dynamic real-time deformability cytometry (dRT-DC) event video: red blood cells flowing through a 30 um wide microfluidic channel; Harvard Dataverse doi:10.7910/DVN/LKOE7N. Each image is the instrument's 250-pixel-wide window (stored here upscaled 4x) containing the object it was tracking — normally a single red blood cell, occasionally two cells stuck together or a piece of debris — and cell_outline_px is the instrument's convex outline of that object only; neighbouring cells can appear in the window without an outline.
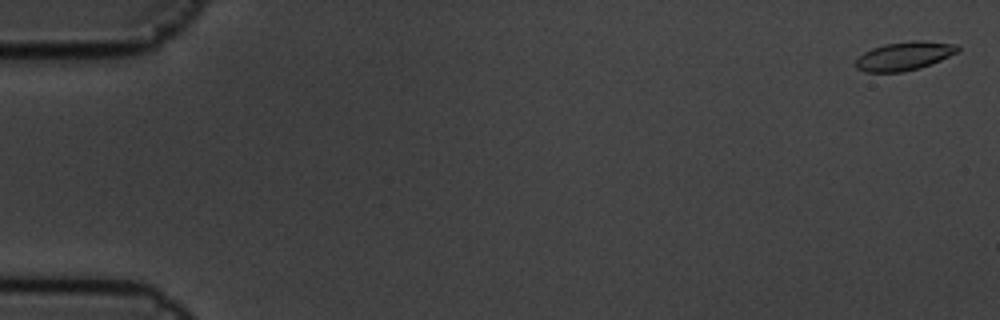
{"species": "common noctule bat (a hibernating species)", "species_latin": "Nyctalus noctula", "temperature_condition": "cold", "stored_images_in_passage": 6, "camera_frame_rate_fps": 3000, "um_per_image_px": 0.085, "animal": {"sex": "male", "body_mass_g": 19.5, "forearm_length_mm": 54.6}, "frame": {"image": 1, "passage_image": 1, "time_ms": 0.0, "image_size_px": [1000, 320], "cell_outline_px": [[960, 48], [956, 52], [940, 60], [920, 68], [900, 72], [864, 72], [856, 68], [856, 60], [864, 52], [872, 48], [884, 44], [912, 40], [920, 40], [956, 44]], "centroid_in_image_um": [76.84, 4.75], "position_along_channel_um": 8.2, "area_um2": 16.88}}
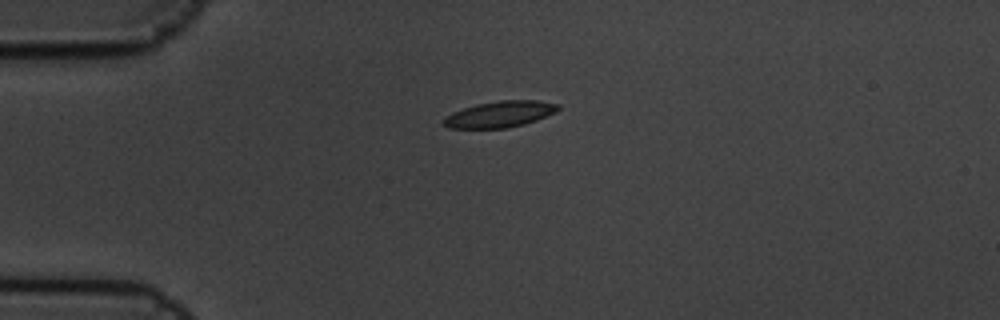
{"frame": {"image": 2, "passage_image": 5, "time_ms": 1.333, "image_size_px": [1000, 320], "cell_outline_px": [[560, 108], [556, 112], [536, 120], [524, 124], [508, 128], [448, 128], [440, 124], [444, 116], [452, 112], [476, 104], [500, 100], [536, 100], [560, 104]], "centroid_in_image_um": [42.45, 9.71], "position_along_channel_um": 42.5, "area_um2": 17.69}}